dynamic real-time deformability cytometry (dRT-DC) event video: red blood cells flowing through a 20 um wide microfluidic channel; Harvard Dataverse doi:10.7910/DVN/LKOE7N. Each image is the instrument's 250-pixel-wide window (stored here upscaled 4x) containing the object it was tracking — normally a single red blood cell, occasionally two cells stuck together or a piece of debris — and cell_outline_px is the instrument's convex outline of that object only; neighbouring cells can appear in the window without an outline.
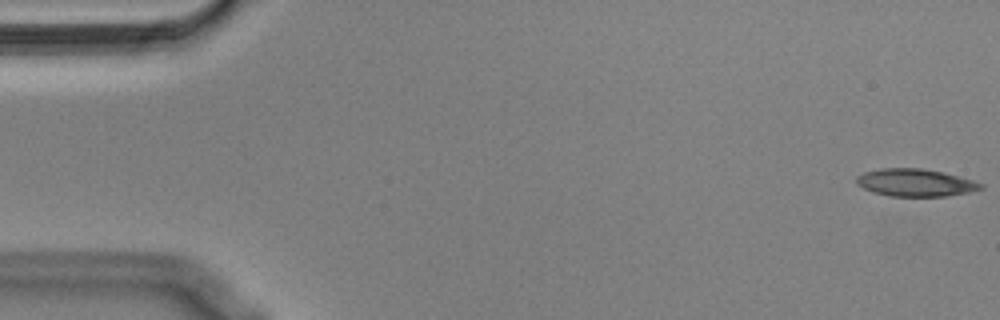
{"species": "Egyptian fruit bat (a non-hibernating species)", "species_latin": "Rousettus aegyptiacus", "temperature_condition": "cold", "stored_images_in_passage": 55, "segment_of_instrument_passage": [1, 2], "camera_frame_rate_fps": 3000, "um_per_image_px": 0.085, "animal": {"sex": "male"}, "frame": {"image": 1, "passage_image": 1, "time_ms": 0.0, "image_size_px": [1000, 320], "cell_outline_px": [[984, 188], [968, 192], [948, 196], [888, 196], [872, 192], [856, 184], [856, 176], [864, 172], [880, 168], [920, 168], [944, 172], [972, 180], [984, 184]], "centroid_in_image_um": [77.79, 15.52], "position_along_channel_um": 7.2, "area_um2": 20.0}}
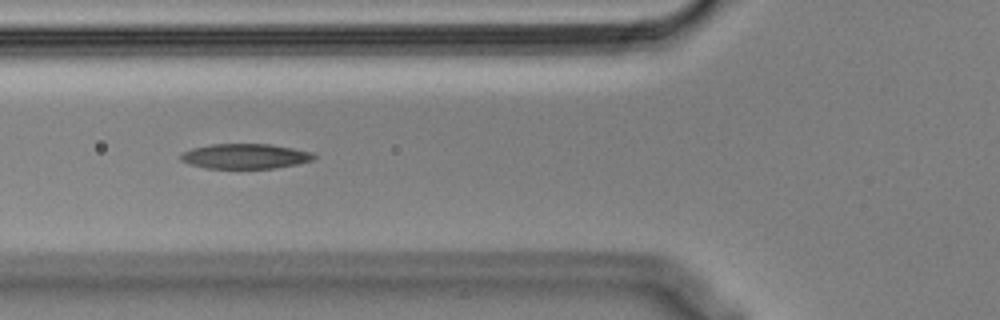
{"frame": {"image": 2, "passage_image": 20, "time_ms": 6.333, "image_size_px": [1000, 320], "cell_outline_px": [[316, 156], [312, 160], [296, 164], [272, 168], [204, 168], [180, 160], [180, 156], [184, 152], [192, 148], [208, 144], [268, 144], [292, 148], [312, 152]], "centroid_in_image_um": [20.82, 13.27], "position_along_channel_um": 105.0, "area_um2": 19.19}}
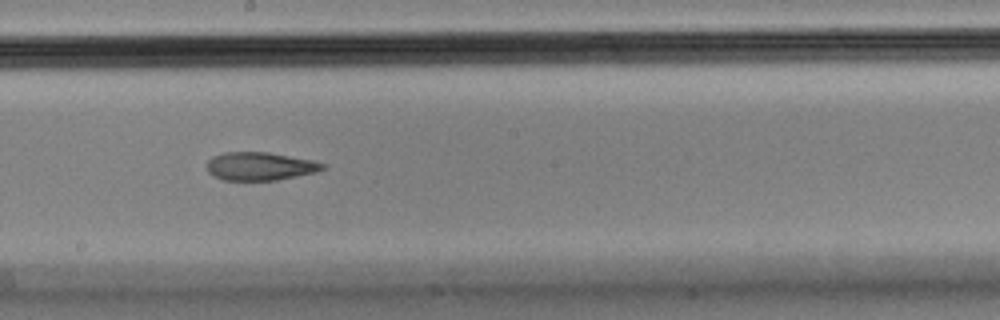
{"frame": {"image": 3, "passage_image": 30, "time_ms": 9.667, "image_size_px": [1000, 320], "cell_outline_px": [[328, 168], [316, 172], [276, 180], [224, 180], [208, 172], [208, 160], [212, 156], [224, 152], [268, 152], [312, 160], [328, 164]], "centroid_in_image_um": [22.15, 14.12], "position_along_channel_um": 226.0, "area_um2": 19.02}}